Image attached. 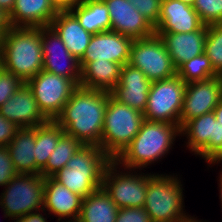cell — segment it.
<instances>
[{"mask_svg": "<svg viewBox=\"0 0 222 222\" xmlns=\"http://www.w3.org/2000/svg\"><path fill=\"white\" fill-rule=\"evenodd\" d=\"M110 92L78 86L55 121L83 146L99 147Z\"/></svg>", "mask_w": 222, "mask_h": 222, "instance_id": "6da1fadb", "label": "cell"}, {"mask_svg": "<svg viewBox=\"0 0 222 222\" xmlns=\"http://www.w3.org/2000/svg\"><path fill=\"white\" fill-rule=\"evenodd\" d=\"M180 136V126L177 124L144 119L137 135L115 161L125 168L145 172L144 168L156 165L154 163L170 154L176 138L181 139Z\"/></svg>", "mask_w": 222, "mask_h": 222, "instance_id": "7a4b0ae2", "label": "cell"}, {"mask_svg": "<svg viewBox=\"0 0 222 222\" xmlns=\"http://www.w3.org/2000/svg\"><path fill=\"white\" fill-rule=\"evenodd\" d=\"M4 70L24 83L43 70L41 27L11 26L0 38Z\"/></svg>", "mask_w": 222, "mask_h": 222, "instance_id": "3957f363", "label": "cell"}, {"mask_svg": "<svg viewBox=\"0 0 222 222\" xmlns=\"http://www.w3.org/2000/svg\"><path fill=\"white\" fill-rule=\"evenodd\" d=\"M110 161L100 147L82 146L52 178L84 198L102 188L103 174Z\"/></svg>", "mask_w": 222, "mask_h": 222, "instance_id": "277c9868", "label": "cell"}, {"mask_svg": "<svg viewBox=\"0 0 222 222\" xmlns=\"http://www.w3.org/2000/svg\"><path fill=\"white\" fill-rule=\"evenodd\" d=\"M171 174L149 173L143 208L152 222H179L190 215L185 211L183 180Z\"/></svg>", "mask_w": 222, "mask_h": 222, "instance_id": "5b68a950", "label": "cell"}, {"mask_svg": "<svg viewBox=\"0 0 222 222\" xmlns=\"http://www.w3.org/2000/svg\"><path fill=\"white\" fill-rule=\"evenodd\" d=\"M143 121V113L115 100L110 94L99 147L115 160L137 135Z\"/></svg>", "mask_w": 222, "mask_h": 222, "instance_id": "8992f818", "label": "cell"}, {"mask_svg": "<svg viewBox=\"0 0 222 222\" xmlns=\"http://www.w3.org/2000/svg\"><path fill=\"white\" fill-rule=\"evenodd\" d=\"M148 182V172L128 169L111 160L103 174L102 188L119 209L142 208L145 204Z\"/></svg>", "mask_w": 222, "mask_h": 222, "instance_id": "52a82bcc", "label": "cell"}, {"mask_svg": "<svg viewBox=\"0 0 222 222\" xmlns=\"http://www.w3.org/2000/svg\"><path fill=\"white\" fill-rule=\"evenodd\" d=\"M45 178L41 174H17L0 193V208L9 221L44 207Z\"/></svg>", "mask_w": 222, "mask_h": 222, "instance_id": "ba28073f", "label": "cell"}, {"mask_svg": "<svg viewBox=\"0 0 222 222\" xmlns=\"http://www.w3.org/2000/svg\"><path fill=\"white\" fill-rule=\"evenodd\" d=\"M186 83L178 76L152 82L144 119L179 126Z\"/></svg>", "mask_w": 222, "mask_h": 222, "instance_id": "9c48e42d", "label": "cell"}, {"mask_svg": "<svg viewBox=\"0 0 222 222\" xmlns=\"http://www.w3.org/2000/svg\"><path fill=\"white\" fill-rule=\"evenodd\" d=\"M128 64L140 69L152 83L177 75L162 39L154 35L133 40Z\"/></svg>", "mask_w": 222, "mask_h": 222, "instance_id": "30bf717a", "label": "cell"}, {"mask_svg": "<svg viewBox=\"0 0 222 222\" xmlns=\"http://www.w3.org/2000/svg\"><path fill=\"white\" fill-rule=\"evenodd\" d=\"M42 114L55 120L62 112L73 91L79 86L74 80L41 70L26 82Z\"/></svg>", "mask_w": 222, "mask_h": 222, "instance_id": "8fae6325", "label": "cell"}, {"mask_svg": "<svg viewBox=\"0 0 222 222\" xmlns=\"http://www.w3.org/2000/svg\"><path fill=\"white\" fill-rule=\"evenodd\" d=\"M181 137H186L185 147L192 155L210 163L222 151V125L214 112L187 121L180 128Z\"/></svg>", "mask_w": 222, "mask_h": 222, "instance_id": "7c38bea8", "label": "cell"}, {"mask_svg": "<svg viewBox=\"0 0 222 222\" xmlns=\"http://www.w3.org/2000/svg\"><path fill=\"white\" fill-rule=\"evenodd\" d=\"M222 99V76L186 84L179 119L180 128L189 120L213 112Z\"/></svg>", "mask_w": 222, "mask_h": 222, "instance_id": "4fadbf2b", "label": "cell"}, {"mask_svg": "<svg viewBox=\"0 0 222 222\" xmlns=\"http://www.w3.org/2000/svg\"><path fill=\"white\" fill-rule=\"evenodd\" d=\"M43 70L67 77L80 85L79 61L68 51L62 39L50 27H41Z\"/></svg>", "mask_w": 222, "mask_h": 222, "instance_id": "5bb4252c", "label": "cell"}, {"mask_svg": "<svg viewBox=\"0 0 222 222\" xmlns=\"http://www.w3.org/2000/svg\"><path fill=\"white\" fill-rule=\"evenodd\" d=\"M132 42V38L113 31L92 35L84 56L79 61L80 69L96 59L125 65L129 61Z\"/></svg>", "mask_w": 222, "mask_h": 222, "instance_id": "9a60e30c", "label": "cell"}, {"mask_svg": "<svg viewBox=\"0 0 222 222\" xmlns=\"http://www.w3.org/2000/svg\"><path fill=\"white\" fill-rule=\"evenodd\" d=\"M111 19V31L133 40L155 34L154 26L127 0H103Z\"/></svg>", "mask_w": 222, "mask_h": 222, "instance_id": "2e32d148", "label": "cell"}, {"mask_svg": "<svg viewBox=\"0 0 222 222\" xmlns=\"http://www.w3.org/2000/svg\"><path fill=\"white\" fill-rule=\"evenodd\" d=\"M150 85L151 82L140 69L126 63L121 67L119 83L110 94L122 104L144 113Z\"/></svg>", "mask_w": 222, "mask_h": 222, "instance_id": "e0dca14e", "label": "cell"}, {"mask_svg": "<svg viewBox=\"0 0 222 222\" xmlns=\"http://www.w3.org/2000/svg\"><path fill=\"white\" fill-rule=\"evenodd\" d=\"M202 22L193 6L179 0H162L155 33H189L200 30Z\"/></svg>", "mask_w": 222, "mask_h": 222, "instance_id": "ac0fdd59", "label": "cell"}, {"mask_svg": "<svg viewBox=\"0 0 222 222\" xmlns=\"http://www.w3.org/2000/svg\"><path fill=\"white\" fill-rule=\"evenodd\" d=\"M82 199L52 177L45 178L43 208L50 216L56 217L57 222H77Z\"/></svg>", "mask_w": 222, "mask_h": 222, "instance_id": "d6986e66", "label": "cell"}, {"mask_svg": "<svg viewBox=\"0 0 222 222\" xmlns=\"http://www.w3.org/2000/svg\"><path fill=\"white\" fill-rule=\"evenodd\" d=\"M0 114L19 128L36 127L48 121L26 83L0 107Z\"/></svg>", "mask_w": 222, "mask_h": 222, "instance_id": "ffe728a7", "label": "cell"}, {"mask_svg": "<svg viewBox=\"0 0 222 222\" xmlns=\"http://www.w3.org/2000/svg\"><path fill=\"white\" fill-rule=\"evenodd\" d=\"M163 41L174 66L178 69L184 62L204 53L207 25L189 33H156Z\"/></svg>", "mask_w": 222, "mask_h": 222, "instance_id": "44dd1931", "label": "cell"}, {"mask_svg": "<svg viewBox=\"0 0 222 222\" xmlns=\"http://www.w3.org/2000/svg\"><path fill=\"white\" fill-rule=\"evenodd\" d=\"M58 11L54 0H16L8 16L13 27H48Z\"/></svg>", "mask_w": 222, "mask_h": 222, "instance_id": "7402d4cb", "label": "cell"}, {"mask_svg": "<svg viewBox=\"0 0 222 222\" xmlns=\"http://www.w3.org/2000/svg\"><path fill=\"white\" fill-rule=\"evenodd\" d=\"M50 27L62 39L68 51L80 61L92 34L87 32L69 10H59Z\"/></svg>", "mask_w": 222, "mask_h": 222, "instance_id": "603a6c76", "label": "cell"}, {"mask_svg": "<svg viewBox=\"0 0 222 222\" xmlns=\"http://www.w3.org/2000/svg\"><path fill=\"white\" fill-rule=\"evenodd\" d=\"M6 147L18 174H36L35 127L19 128Z\"/></svg>", "mask_w": 222, "mask_h": 222, "instance_id": "cb8c5ba5", "label": "cell"}, {"mask_svg": "<svg viewBox=\"0 0 222 222\" xmlns=\"http://www.w3.org/2000/svg\"><path fill=\"white\" fill-rule=\"evenodd\" d=\"M121 67L105 59L88 62L81 69L80 86L110 92L119 83Z\"/></svg>", "mask_w": 222, "mask_h": 222, "instance_id": "d4e9b609", "label": "cell"}, {"mask_svg": "<svg viewBox=\"0 0 222 222\" xmlns=\"http://www.w3.org/2000/svg\"><path fill=\"white\" fill-rule=\"evenodd\" d=\"M80 25L92 35L111 31V19L103 0H83L68 9Z\"/></svg>", "mask_w": 222, "mask_h": 222, "instance_id": "484cf974", "label": "cell"}, {"mask_svg": "<svg viewBox=\"0 0 222 222\" xmlns=\"http://www.w3.org/2000/svg\"><path fill=\"white\" fill-rule=\"evenodd\" d=\"M118 211L111 197L100 188L82 199L77 222H115Z\"/></svg>", "mask_w": 222, "mask_h": 222, "instance_id": "4316f807", "label": "cell"}, {"mask_svg": "<svg viewBox=\"0 0 222 222\" xmlns=\"http://www.w3.org/2000/svg\"><path fill=\"white\" fill-rule=\"evenodd\" d=\"M64 129L55 121L47 122L35 127V161L36 174H41V170L57 147L58 140L64 134Z\"/></svg>", "mask_w": 222, "mask_h": 222, "instance_id": "83f0119b", "label": "cell"}, {"mask_svg": "<svg viewBox=\"0 0 222 222\" xmlns=\"http://www.w3.org/2000/svg\"><path fill=\"white\" fill-rule=\"evenodd\" d=\"M82 146L76 138L64 133L58 140L57 147L51 153L46 166L41 170V175L44 178L52 177L66 167L67 162Z\"/></svg>", "mask_w": 222, "mask_h": 222, "instance_id": "f1b7e54d", "label": "cell"}, {"mask_svg": "<svg viewBox=\"0 0 222 222\" xmlns=\"http://www.w3.org/2000/svg\"><path fill=\"white\" fill-rule=\"evenodd\" d=\"M177 75L184 83L205 81L220 76L213 68L211 61L205 53H202L186 62L178 69Z\"/></svg>", "mask_w": 222, "mask_h": 222, "instance_id": "f546056e", "label": "cell"}, {"mask_svg": "<svg viewBox=\"0 0 222 222\" xmlns=\"http://www.w3.org/2000/svg\"><path fill=\"white\" fill-rule=\"evenodd\" d=\"M204 53L214 70L222 76V23L207 25Z\"/></svg>", "mask_w": 222, "mask_h": 222, "instance_id": "4dcf8cb0", "label": "cell"}, {"mask_svg": "<svg viewBox=\"0 0 222 222\" xmlns=\"http://www.w3.org/2000/svg\"><path fill=\"white\" fill-rule=\"evenodd\" d=\"M193 8L205 25L222 23V0H195Z\"/></svg>", "mask_w": 222, "mask_h": 222, "instance_id": "1f68e13d", "label": "cell"}, {"mask_svg": "<svg viewBox=\"0 0 222 222\" xmlns=\"http://www.w3.org/2000/svg\"><path fill=\"white\" fill-rule=\"evenodd\" d=\"M24 82L15 74L3 70L0 73V107L23 86Z\"/></svg>", "mask_w": 222, "mask_h": 222, "instance_id": "d6a6232c", "label": "cell"}, {"mask_svg": "<svg viewBox=\"0 0 222 222\" xmlns=\"http://www.w3.org/2000/svg\"><path fill=\"white\" fill-rule=\"evenodd\" d=\"M133 5L154 27L157 25L162 0H127Z\"/></svg>", "mask_w": 222, "mask_h": 222, "instance_id": "836d02e7", "label": "cell"}, {"mask_svg": "<svg viewBox=\"0 0 222 222\" xmlns=\"http://www.w3.org/2000/svg\"><path fill=\"white\" fill-rule=\"evenodd\" d=\"M17 174L8 148L6 146H0V187H5Z\"/></svg>", "mask_w": 222, "mask_h": 222, "instance_id": "e575fe53", "label": "cell"}, {"mask_svg": "<svg viewBox=\"0 0 222 222\" xmlns=\"http://www.w3.org/2000/svg\"><path fill=\"white\" fill-rule=\"evenodd\" d=\"M115 222H152L150 216L142 208H120Z\"/></svg>", "mask_w": 222, "mask_h": 222, "instance_id": "d590c367", "label": "cell"}, {"mask_svg": "<svg viewBox=\"0 0 222 222\" xmlns=\"http://www.w3.org/2000/svg\"><path fill=\"white\" fill-rule=\"evenodd\" d=\"M17 125L0 114V146H7L15 137Z\"/></svg>", "mask_w": 222, "mask_h": 222, "instance_id": "8d00e7d4", "label": "cell"}, {"mask_svg": "<svg viewBox=\"0 0 222 222\" xmlns=\"http://www.w3.org/2000/svg\"><path fill=\"white\" fill-rule=\"evenodd\" d=\"M48 215L50 214L47 213V211L44 208H42L41 210L33 211L31 213L24 215V222H48L49 221L47 220Z\"/></svg>", "mask_w": 222, "mask_h": 222, "instance_id": "74e56055", "label": "cell"}, {"mask_svg": "<svg viewBox=\"0 0 222 222\" xmlns=\"http://www.w3.org/2000/svg\"><path fill=\"white\" fill-rule=\"evenodd\" d=\"M10 27L8 14L0 8V35L2 36Z\"/></svg>", "mask_w": 222, "mask_h": 222, "instance_id": "f35d334b", "label": "cell"}, {"mask_svg": "<svg viewBox=\"0 0 222 222\" xmlns=\"http://www.w3.org/2000/svg\"><path fill=\"white\" fill-rule=\"evenodd\" d=\"M83 0H54L59 10H68L69 8L80 4Z\"/></svg>", "mask_w": 222, "mask_h": 222, "instance_id": "ab89813d", "label": "cell"}, {"mask_svg": "<svg viewBox=\"0 0 222 222\" xmlns=\"http://www.w3.org/2000/svg\"><path fill=\"white\" fill-rule=\"evenodd\" d=\"M16 0H0V8L8 15L11 13Z\"/></svg>", "mask_w": 222, "mask_h": 222, "instance_id": "60d3db41", "label": "cell"}, {"mask_svg": "<svg viewBox=\"0 0 222 222\" xmlns=\"http://www.w3.org/2000/svg\"><path fill=\"white\" fill-rule=\"evenodd\" d=\"M213 112L216 116V120L219 121L222 125V99L220 100Z\"/></svg>", "mask_w": 222, "mask_h": 222, "instance_id": "b9f144b4", "label": "cell"}, {"mask_svg": "<svg viewBox=\"0 0 222 222\" xmlns=\"http://www.w3.org/2000/svg\"><path fill=\"white\" fill-rule=\"evenodd\" d=\"M220 173H218L219 175H218V178H217V180H218V190H219V199H220V206H221V208H222V169L219 171ZM222 210V209H221Z\"/></svg>", "mask_w": 222, "mask_h": 222, "instance_id": "7bdbcfd3", "label": "cell"}, {"mask_svg": "<svg viewBox=\"0 0 222 222\" xmlns=\"http://www.w3.org/2000/svg\"><path fill=\"white\" fill-rule=\"evenodd\" d=\"M222 164V151L210 162V163H207V169H209L208 167H212L213 165L216 166V164Z\"/></svg>", "mask_w": 222, "mask_h": 222, "instance_id": "ee69618b", "label": "cell"}, {"mask_svg": "<svg viewBox=\"0 0 222 222\" xmlns=\"http://www.w3.org/2000/svg\"><path fill=\"white\" fill-rule=\"evenodd\" d=\"M198 217L195 215L191 216L189 215L187 218H184L183 220L179 221V222H209V221H206L205 220H202V219H197Z\"/></svg>", "mask_w": 222, "mask_h": 222, "instance_id": "f6af8a7d", "label": "cell"}, {"mask_svg": "<svg viewBox=\"0 0 222 222\" xmlns=\"http://www.w3.org/2000/svg\"><path fill=\"white\" fill-rule=\"evenodd\" d=\"M4 70V60H3V54L0 50V73Z\"/></svg>", "mask_w": 222, "mask_h": 222, "instance_id": "bcb514c9", "label": "cell"}, {"mask_svg": "<svg viewBox=\"0 0 222 222\" xmlns=\"http://www.w3.org/2000/svg\"><path fill=\"white\" fill-rule=\"evenodd\" d=\"M179 1H181V2H183V3H186V4H188V5H191V6H193V4H194V2H195V0H179Z\"/></svg>", "mask_w": 222, "mask_h": 222, "instance_id": "7dc6e473", "label": "cell"}, {"mask_svg": "<svg viewBox=\"0 0 222 222\" xmlns=\"http://www.w3.org/2000/svg\"><path fill=\"white\" fill-rule=\"evenodd\" d=\"M24 222V216L19 217V218H12V222Z\"/></svg>", "mask_w": 222, "mask_h": 222, "instance_id": "c3c4849f", "label": "cell"}]
</instances>
